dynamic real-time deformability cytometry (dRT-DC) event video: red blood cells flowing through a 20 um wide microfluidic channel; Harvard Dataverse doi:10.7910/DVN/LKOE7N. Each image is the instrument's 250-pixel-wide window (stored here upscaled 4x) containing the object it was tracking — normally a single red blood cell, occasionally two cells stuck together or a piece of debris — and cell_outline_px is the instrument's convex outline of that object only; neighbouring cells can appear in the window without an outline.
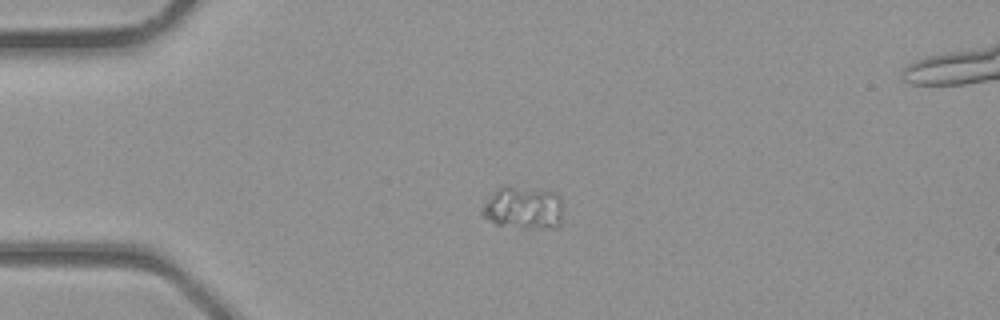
{"species": "common noctule bat (a hibernating species)", "species_latin": "Nyctalus noctula", "temperature_condition": "room temperature", "stored_images_in_passage": 39, "segment_of_instrument_passage": [1, 2], "camera_frame_rate_fps": 3000, "um_per_image_px": 0.085, "animal": {"sex": "male", "body_mass_g": 23.1, "forearm_length_mm": 52.7}, "frame": {"image": 1, "passage_image": 9, "time_ms": 2.667, "image_size_px": [1000, 320], "cell_outline_px": [[560, 224], [556, 228], [528, 228], [496, 224], [484, 216], [480, 212], [484, 204], [492, 192], [500, 184], [508, 184], [556, 192], [560, 196]], "centroid_in_image_um": [44.45, 17.62], "position_along_channel_um": 40.5, "area_um2": 20.4}}
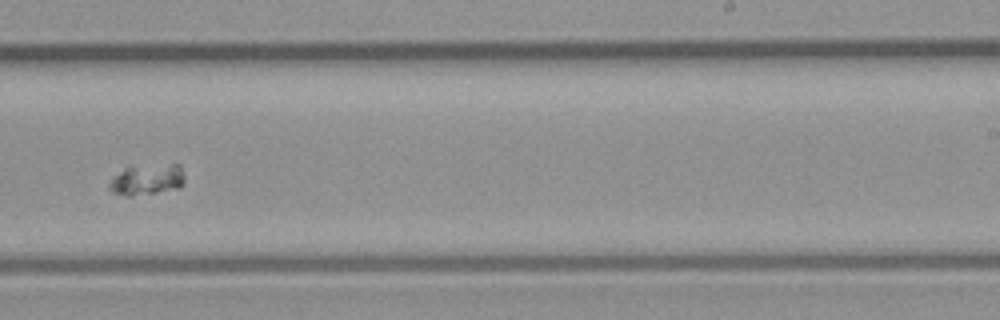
{"frame": {"image": 2, "passage_image": 24, "time_ms": 7.667, "image_size_px": [1000, 320], "cell_outline_px": [[184, 184], [180, 188], [132, 196], [128, 196], [112, 192], [108, 188], [108, 184], [112, 176], [128, 164], [180, 164], [184, 176]], "centroid_in_image_um": [12.46, 15.22], "position_along_channel_um": 276.5, "area_um2": 14.16}}
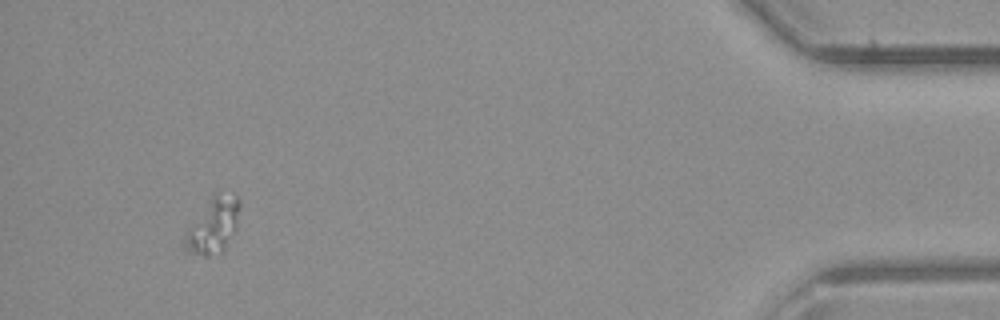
{"frame": {"image": 3, "passage_image": 36, "time_ms": 11.667, "image_size_px": [1000, 320], "cell_outline_px": [[240, 208], [232, 232], [224, 248], [220, 252], [208, 256], [204, 256], [184, 252], [184, 236], [212, 196], [216, 192], [236, 196], [240, 200]], "centroid_in_image_um": [18.09, 19.19], "position_along_channel_um": 417.1, "area_um2": 16.88}}